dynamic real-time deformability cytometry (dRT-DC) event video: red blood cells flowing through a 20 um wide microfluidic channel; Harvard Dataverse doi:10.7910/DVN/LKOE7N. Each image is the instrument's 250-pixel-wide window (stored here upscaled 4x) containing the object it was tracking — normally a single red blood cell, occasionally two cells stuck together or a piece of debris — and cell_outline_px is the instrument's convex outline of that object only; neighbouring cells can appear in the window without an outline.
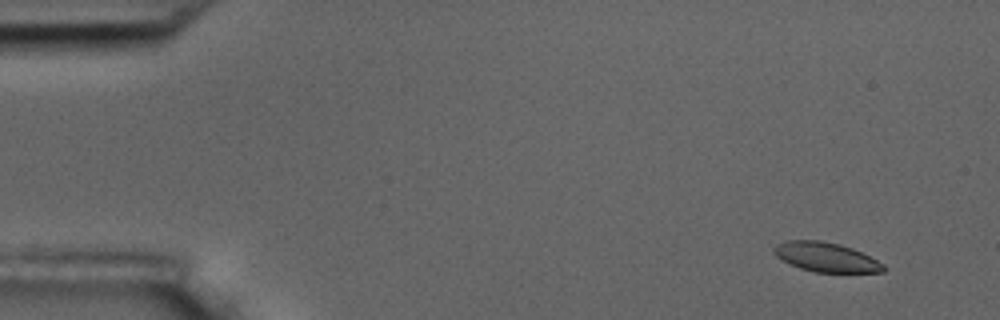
{"species": "common noctule bat (a hibernating species)", "species_latin": "Nyctalus noctula", "temperature_condition": "room temperature", "stored_images_in_passage": 6, "segment_of_instrument_passage": [2, 2], "camera_frame_rate_fps": 3000, "um_per_image_px": 0.085, "animal": {"sex": "male", "body_mass_g": 17.5, "forearm_length_mm": 52.3}, "frame": {"image": 1, "passage_image": 6, "time_ms": 6.667, "image_size_px": [1000, 320], "cell_outline_px": [[888, 268], [884, 272], [816, 272], [800, 268], [776, 256], [772, 252], [772, 248], [776, 244], [784, 240], [820, 240], [840, 244], [852, 248], [884, 264]], "centroid_in_image_um": [70.2, 21.84], "position_along_channel_um": 14.8, "area_um2": 18.73}}